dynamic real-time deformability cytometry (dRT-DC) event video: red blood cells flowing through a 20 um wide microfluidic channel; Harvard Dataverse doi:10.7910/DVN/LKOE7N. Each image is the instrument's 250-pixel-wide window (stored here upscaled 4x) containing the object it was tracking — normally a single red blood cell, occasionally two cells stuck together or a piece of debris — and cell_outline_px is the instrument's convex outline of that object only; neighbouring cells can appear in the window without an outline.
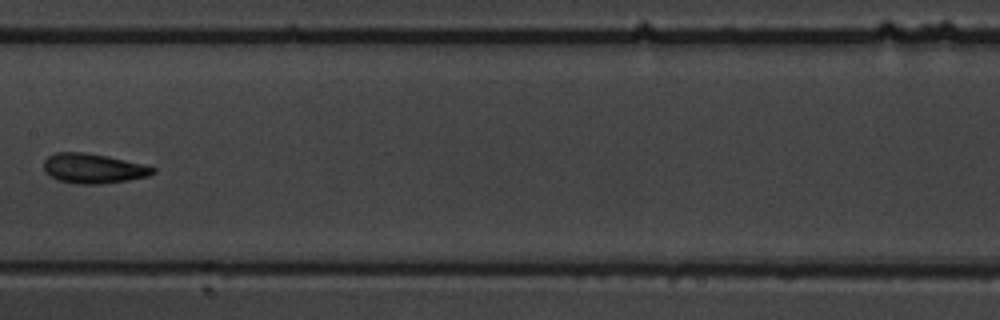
{"species": "common noctule bat (a hibernating species)", "species_latin": "Nyctalus noctula", "temperature_condition": "warm", "stored_images_in_passage": 15, "camera_frame_rate_fps": 3000, "um_per_image_px": 0.085, "animal": {"sex": "male", "body_mass_g": 19.5, "forearm_length_mm": 54.6}, "frame": {"image": 1, "passage_image": 7, "time_ms": 8.0, "image_size_px": [1000, 320], "cell_outline_px": [[156, 172], [148, 176], [128, 180], [100, 184], [76, 184], [56, 180], [44, 172], [44, 160], [48, 156], [56, 152], [84, 152], [108, 156], [156, 168]], "centroid_in_image_um": [7.88, 14.32], "position_along_channel_um": 199.5, "area_um2": 18.96}}
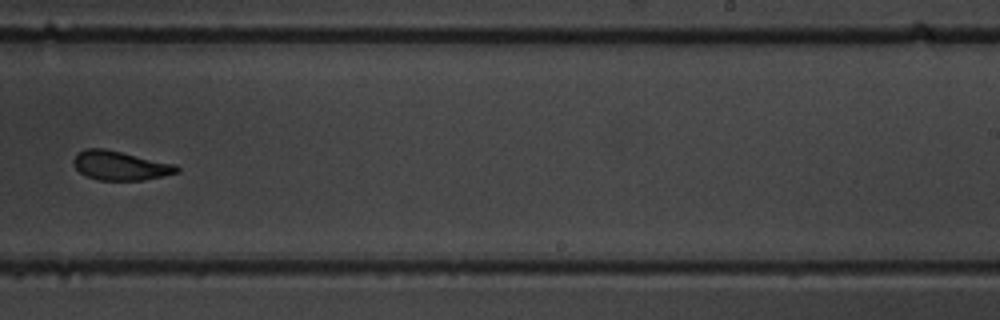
{"frame": {"image": 2, "passage_image": 9, "time_ms": 10.333, "image_size_px": [1000, 320], "cell_outline_px": [[180, 172], [164, 176], [144, 180], [100, 180], [84, 176], [72, 164], [72, 160], [76, 152], [84, 148], [104, 148], [176, 164], [180, 168]], "centroid_in_image_um": [10.2, 14.07], "position_along_channel_um": 278.8, "area_um2": 17.86}}
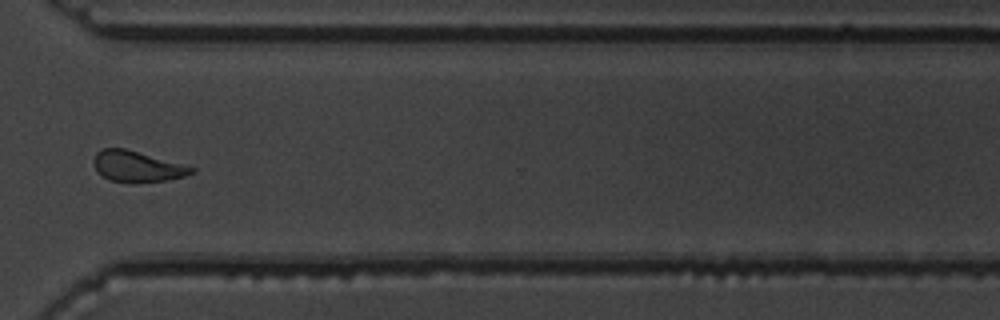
{"frame": {"image": 3, "passage_image": 11, "time_ms": 12.667, "image_size_px": [1000, 320], "cell_outline_px": [[196, 172], [184, 176], [164, 180], [132, 184], [108, 180], [96, 172], [96, 152], [100, 148], [124, 148], [196, 168]], "centroid_in_image_um": [11.64, 14.17], "position_along_channel_um": 359.0, "area_um2": 17.51}, "authors_computed_cell_mechanics": {"area_um2": 18.7272, "velocity_mm_per_s": 3.426, "shape_relaxation_time_tau1_ms": 6.4195, "shape_relaxation_time_tau2_ms": 5.9749, "deformation_change_tau1": 0.1696, "deformation_change_tau2": 0.148}}